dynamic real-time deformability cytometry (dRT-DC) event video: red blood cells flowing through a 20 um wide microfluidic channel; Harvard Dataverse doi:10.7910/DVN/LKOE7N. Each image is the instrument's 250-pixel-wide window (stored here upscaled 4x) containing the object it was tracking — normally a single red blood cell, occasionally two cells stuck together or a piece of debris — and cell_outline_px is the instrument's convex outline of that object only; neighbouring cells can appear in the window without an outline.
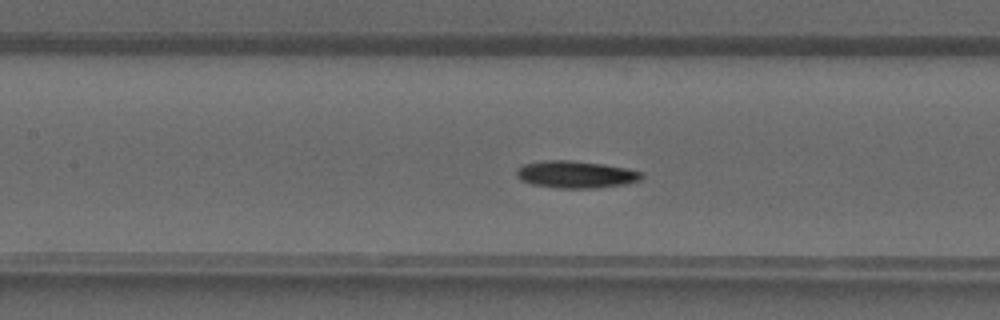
{"species": "common noctule bat (a hibernating species)", "species_latin": "Nyctalus noctula", "temperature_condition": "warm", "stored_images_in_passage": 40, "segment_of_instrument_passage": [1, 2], "camera_frame_rate_fps": 3000, "um_per_image_px": 0.085, "animal": {"sex": "male", "forearm_length_mm": 52.5}, "frame": {"image": 1, "passage_image": 17, "time_ms": 5.333, "image_size_px": [1000, 320], "cell_outline_px": [[644, 176], [640, 180], [628, 184], [600, 188], [556, 188], [532, 184], [520, 180], [516, 176], [516, 168], [524, 164], [544, 160], [568, 160], [604, 164], [624, 168], [640, 172]], "centroid_in_image_um": [48.92, 14.84], "position_along_channel_um": 158.5, "area_um2": 19.94}}
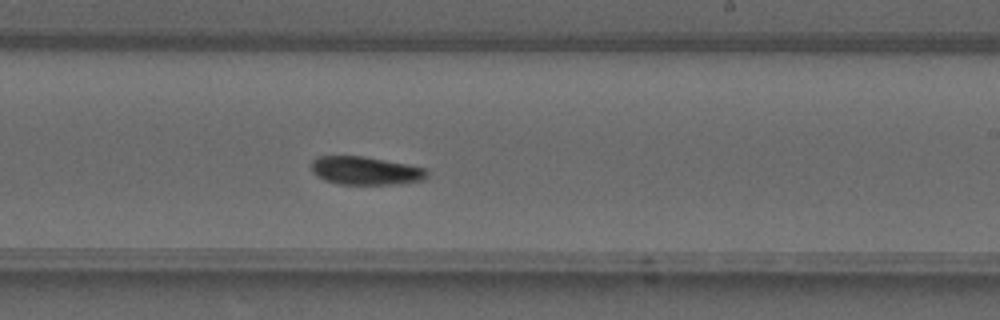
{"frame": {"image": 2, "passage_image": 23, "time_ms": 7.333, "image_size_px": [1000, 320], "cell_outline_px": [[428, 176], [424, 180], [396, 184], [340, 184], [324, 180], [312, 172], [312, 160], [320, 156], [364, 156], [408, 164], [424, 168], [428, 172]], "centroid_in_image_um": [31.09, 14.51], "position_along_channel_um": 257.9, "area_um2": 19.02}}
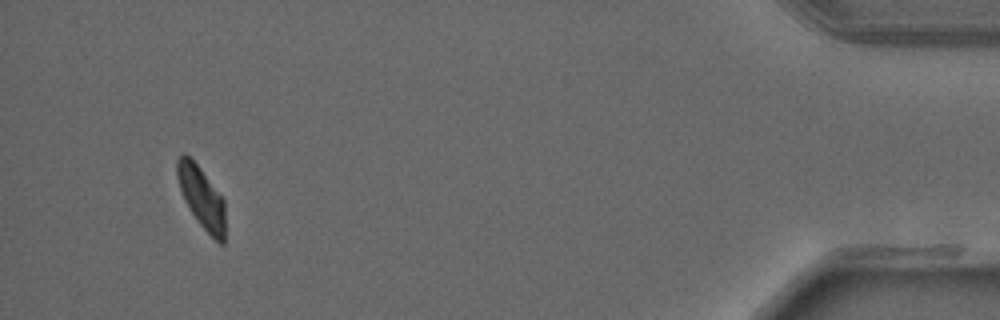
{"frame": {"image": 3, "passage_image": 37, "time_ms": 12.0, "image_size_px": [1000, 320], "cell_outline_px": [[224, 244], [220, 244], [196, 220], [184, 200], [176, 176], [176, 160], [184, 152], [200, 168], [224, 200]], "centroid_in_image_um": [17.1, 16.76], "position_along_channel_um": 418.1, "area_um2": 16.94}}